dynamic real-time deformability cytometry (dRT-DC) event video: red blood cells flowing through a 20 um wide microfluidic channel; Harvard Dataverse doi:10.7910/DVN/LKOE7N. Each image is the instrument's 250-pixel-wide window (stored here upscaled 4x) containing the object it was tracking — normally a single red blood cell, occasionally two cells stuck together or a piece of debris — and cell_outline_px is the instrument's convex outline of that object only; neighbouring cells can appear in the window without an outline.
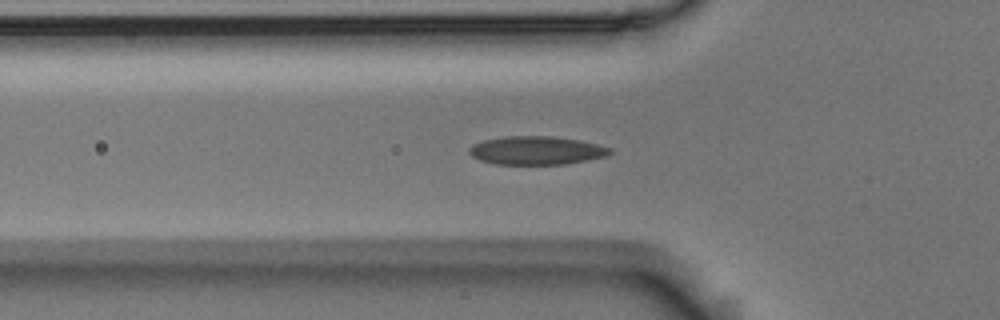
{"species": "Egyptian fruit bat (a non-hibernating species)", "species_latin": "Rousettus aegyptiacus", "temperature_condition": "room temperature", "stored_images_in_passage": 29, "camera_frame_rate_fps": 3000, "um_per_image_px": 0.085, "animal": {"sex": "male"}, "frame": {"image": 1, "passage_image": 14, "time_ms": 4.333, "image_size_px": [1000, 320], "cell_outline_px": [[612, 152], [608, 156], [588, 160], [564, 164], [496, 164], [480, 160], [472, 156], [468, 152], [468, 148], [472, 144], [484, 140], [508, 136], [552, 136], [580, 140], [612, 148]], "centroid_in_image_um": [45.6, 12.79], "position_along_channel_um": 80.2, "area_um2": 23.35}}
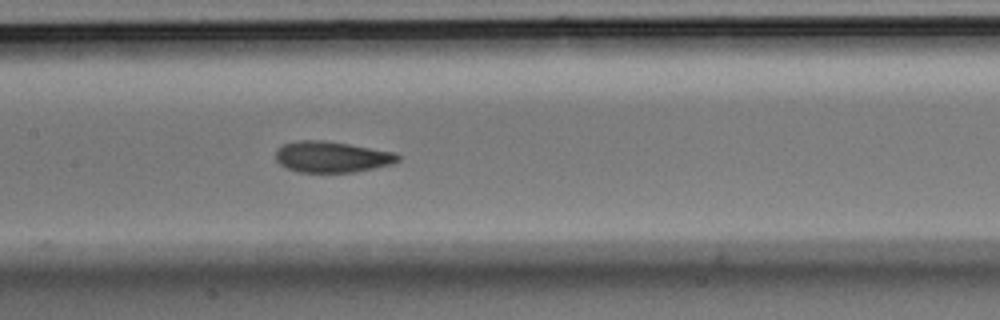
{"frame": {"image": 2, "passage_image": 22, "time_ms": 7.0, "image_size_px": [1000, 320], "cell_outline_px": [[400, 160], [392, 164], [352, 172], [296, 172], [280, 164], [276, 160], [276, 148], [284, 144], [296, 140], [324, 140], [396, 152], [400, 156]], "centroid_in_image_um": [28.19, 13.33], "position_along_channel_um": 179.2, "area_um2": 22.14}}
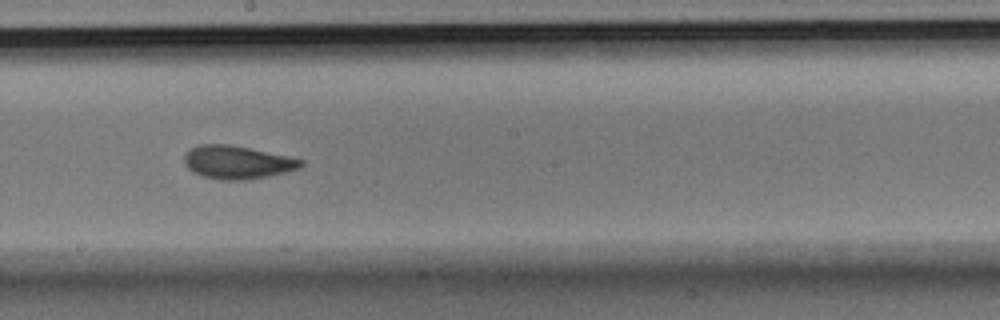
{"frame": {"image": 3, "passage_image": 26, "time_ms": 8.333, "image_size_px": [1000, 320], "cell_outline_px": [[304, 164], [300, 168], [268, 176], [244, 180], [220, 180], [200, 176], [192, 172], [184, 164], [184, 156], [192, 148], [200, 144], [228, 144], [288, 156], [304, 160]], "centroid_in_image_um": [20.15, 13.8], "position_along_channel_um": 228.1, "area_um2": 22.48}}